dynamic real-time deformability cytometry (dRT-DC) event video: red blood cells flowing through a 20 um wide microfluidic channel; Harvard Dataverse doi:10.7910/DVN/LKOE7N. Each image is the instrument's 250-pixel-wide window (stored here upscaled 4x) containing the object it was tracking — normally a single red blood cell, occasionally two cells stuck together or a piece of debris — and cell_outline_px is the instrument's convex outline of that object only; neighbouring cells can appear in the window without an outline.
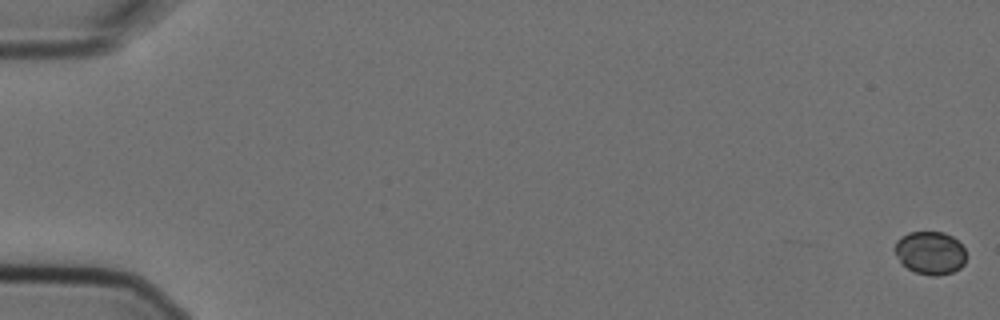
{"species": "Egyptian fruit bat (a non-hibernating species)", "species_latin": "Rousettus aegyptiacus", "temperature_condition": "cold", "stored_images_in_passage": 5, "camera_frame_rate_fps": 3000, "um_per_image_px": 0.085, "animal": {"sex": "female"}, "frame": {"image": 1, "passage_image": 1, "time_ms": 0.0, "image_size_px": [1000, 320], "cell_outline_px": [[968, 256], [964, 264], [960, 268], [952, 272], [936, 276], [932, 276], [916, 272], [900, 264], [892, 248], [896, 240], [900, 236], [908, 232], [944, 232], [952, 236], [964, 248]], "centroid_in_image_um": [79.04, 21.49], "position_along_channel_um": 6.0, "area_um2": 18.32}}